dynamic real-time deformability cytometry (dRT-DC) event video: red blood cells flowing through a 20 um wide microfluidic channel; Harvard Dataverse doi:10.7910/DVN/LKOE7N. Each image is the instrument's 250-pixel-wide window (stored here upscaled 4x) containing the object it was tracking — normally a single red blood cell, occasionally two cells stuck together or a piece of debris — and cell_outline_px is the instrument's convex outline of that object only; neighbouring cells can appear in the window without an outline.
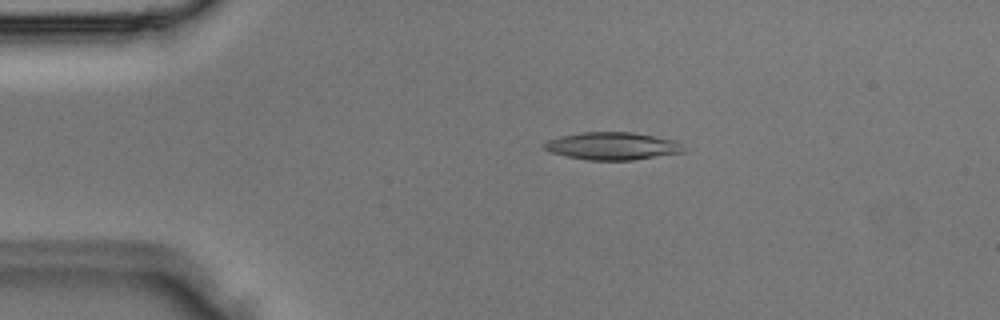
{"species": "Egyptian fruit bat (a non-hibernating species)", "species_latin": "Rousettus aegyptiacus", "temperature_condition": "room temperature", "stored_images_in_passage": 4, "camera_frame_rate_fps": 3000, "um_per_image_px": 0.085, "animal": {"sex": "male"}, "frame": {"image": 1, "passage_image": 3, "time_ms": 0.667, "image_size_px": [1000, 320], "cell_outline_px": [[688, 152], [632, 160], [584, 160], [552, 152], [544, 148], [540, 144], [548, 140], [560, 136], [580, 132], [632, 132], [676, 140], [688, 148]], "centroid_in_image_um": [52.11, 12.41], "position_along_channel_um": 32.9, "area_um2": 22.72}}